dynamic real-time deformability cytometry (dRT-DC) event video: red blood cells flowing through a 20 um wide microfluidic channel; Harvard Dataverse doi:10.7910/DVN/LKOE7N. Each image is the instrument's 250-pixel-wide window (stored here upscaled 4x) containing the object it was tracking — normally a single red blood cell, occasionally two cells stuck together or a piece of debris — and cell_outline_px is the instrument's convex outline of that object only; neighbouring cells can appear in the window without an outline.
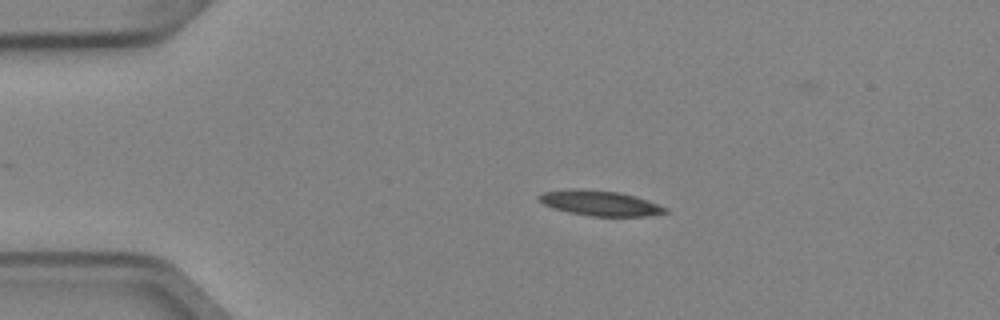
{"species": "Egyptian fruit bat (a non-hibernating species)", "species_latin": "Rousettus aegyptiacus", "temperature_condition": "cold", "stored_images_in_passage": 3, "camera_frame_rate_fps": 3000, "um_per_image_px": 0.085, "animal": {"sex": "female"}, "frame": {"image": 1, "passage_image": 2, "time_ms": 0.333, "image_size_px": [1000, 320], "cell_outline_px": [[668, 212], [644, 216], [592, 216], [568, 212], [544, 204], [540, 200], [540, 196], [544, 192], [572, 188], [620, 192], [648, 200], [668, 208]], "centroid_in_image_um": [51.05, 17.26], "position_along_channel_um": 34.0, "area_um2": 18.21}}